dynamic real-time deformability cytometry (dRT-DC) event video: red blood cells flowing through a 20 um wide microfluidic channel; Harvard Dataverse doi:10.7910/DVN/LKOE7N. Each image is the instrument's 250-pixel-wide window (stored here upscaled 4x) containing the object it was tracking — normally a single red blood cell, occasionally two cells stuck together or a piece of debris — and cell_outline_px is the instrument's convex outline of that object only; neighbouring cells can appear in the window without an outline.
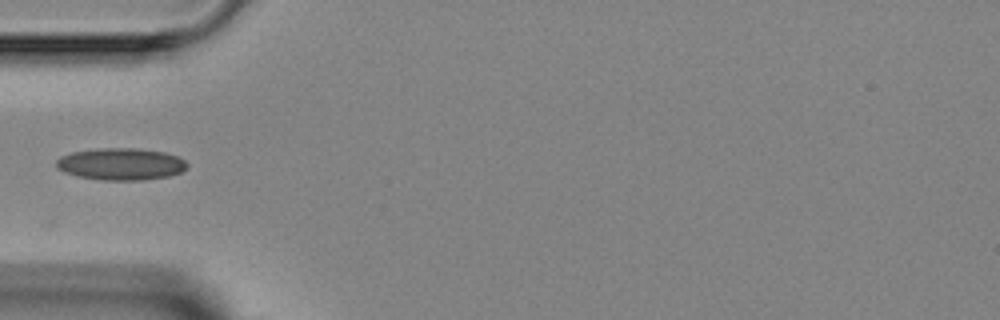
{"species": "Egyptian fruit bat (a non-hibernating species)", "species_latin": "Rousettus aegyptiacus", "temperature_condition": "room temperature", "stored_images_in_passage": 4, "camera_frame_rate_fps": 3000, "um_per_image_px": 0.085, "animal": {"sex": "female"}, "frame": {"image": 1, "passage_image": 4, "time_ms": 3.333, "image_size_px": [1000, 320], "cell_outline_px": [[188, 164], [180, 172], [168, 176], [144, 180], [100, 180], [76, 176], [64, 172], [56, 168], [56, 160], [60, 156], [72, 152], [100, 148], [140, 148], [164, 152], [176, 156], [184, 160]], "centroid_in_image_um": [10.23, 13.94], "position_along_channel_um": 74.8, "area_um2": 24.45}}